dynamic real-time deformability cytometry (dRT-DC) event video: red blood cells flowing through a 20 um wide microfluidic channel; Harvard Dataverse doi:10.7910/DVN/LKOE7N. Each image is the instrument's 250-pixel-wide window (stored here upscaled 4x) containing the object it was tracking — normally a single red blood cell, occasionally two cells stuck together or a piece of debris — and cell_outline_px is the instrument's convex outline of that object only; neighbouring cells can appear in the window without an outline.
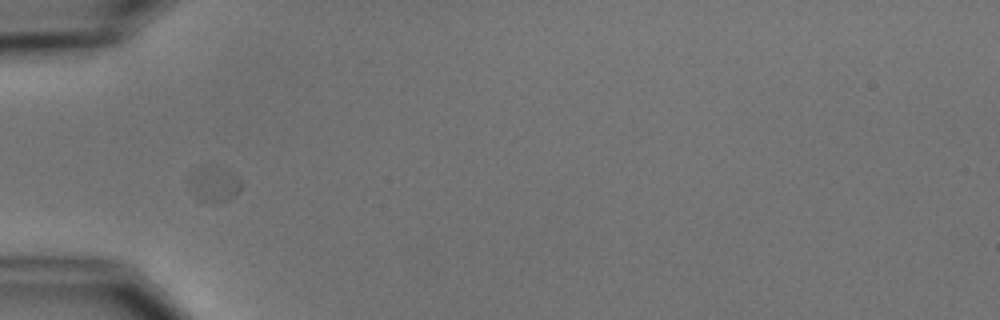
{"species": "common noctule bat (a hibernating species)", "species_latin": "Nyctalus noctula", "temperature_condition": "cold", "stored_images_in_passage": 4, "camera_frame_rate_fps": 3000, "um_per_image_px": 0.085, "animal": {"sex": "male", "body_mass_g": 15.6}, "frame": {"image": 1, "passage_image": 2, "time_ms": 1.0, "image_size_px": [1000, 320], "cell_outline_px": [[240, 188], [228, 200], [212, 204], [208, 204], [200, 200], [188, 188], [188, 176], [200, 168], [212, 164], [232, 172], [240, 180]], "centroid_in_image_um": [18.14, 15.66], "position_along_channel_um": 66.9, "area_um2": 10.81}}
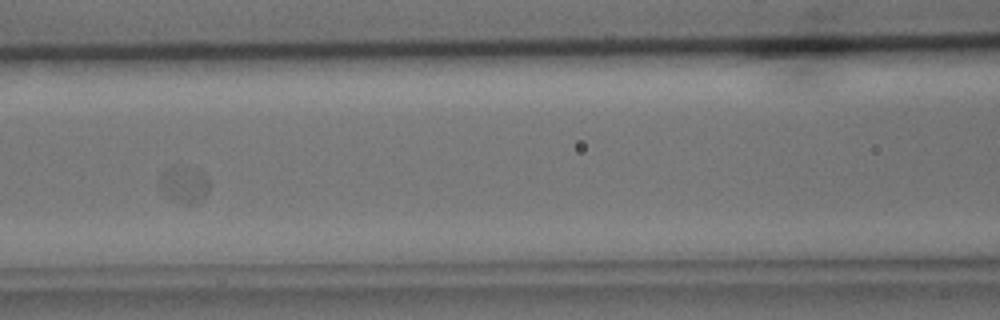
{"frame": {"image": 2, "passage_image": 4, "time_ms": 3.333, "image_size_px": [1000, 320], "cell_outline_px": [[208, 192], [196, 204], [184, 204], [168, 196], [160, 188], [160, 180], [164, 172], [168, 168], [196, 168], [204, 172], [208, 180]], "centroid_in_image_um": [15.71, 15.7], "position_along_channel_um": 150.9, "area_um2": 10.17}}